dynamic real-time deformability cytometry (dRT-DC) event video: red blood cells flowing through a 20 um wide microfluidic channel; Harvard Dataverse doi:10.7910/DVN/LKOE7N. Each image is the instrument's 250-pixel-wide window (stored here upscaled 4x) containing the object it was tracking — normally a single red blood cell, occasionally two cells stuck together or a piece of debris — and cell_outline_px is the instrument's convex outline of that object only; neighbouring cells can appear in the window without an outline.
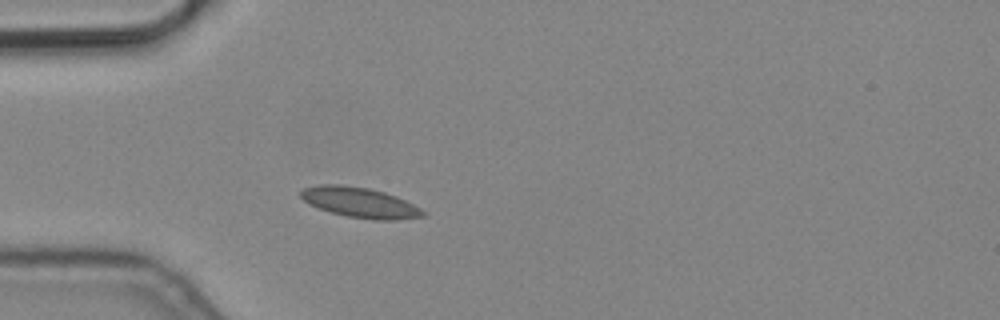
{"species": "common noctule bat (a hibernating species)", "species_latin": "Nyctalus noctula", "temperature_condition": "cold", "stored_images_in_passage": 2, "camera_frame_rate_fps": 3000, "um_per_image_px": 0.085, "animal": {"sex": "male", "body_mass_g": 19.2, "forearm_length_mm": 51.8}, "frame": {"image": 1, "passage_image": 2, "time_ms": 0.333, "image_size_px": [1000, 320], "cell_outline_px": [[428, 212], [424, 216], [396, 220], [372, 220], [348, 216], [332, 212], [308, 204], [300, 196], [300, 192], [304, 188], [320, 184], [340, 184], [368, 188], [384, 192], [396, 196]], "centroid_in_image_um": [30.6, 17.21], "position_along_channel_um": 54.4, "area_um2": 21.44}}